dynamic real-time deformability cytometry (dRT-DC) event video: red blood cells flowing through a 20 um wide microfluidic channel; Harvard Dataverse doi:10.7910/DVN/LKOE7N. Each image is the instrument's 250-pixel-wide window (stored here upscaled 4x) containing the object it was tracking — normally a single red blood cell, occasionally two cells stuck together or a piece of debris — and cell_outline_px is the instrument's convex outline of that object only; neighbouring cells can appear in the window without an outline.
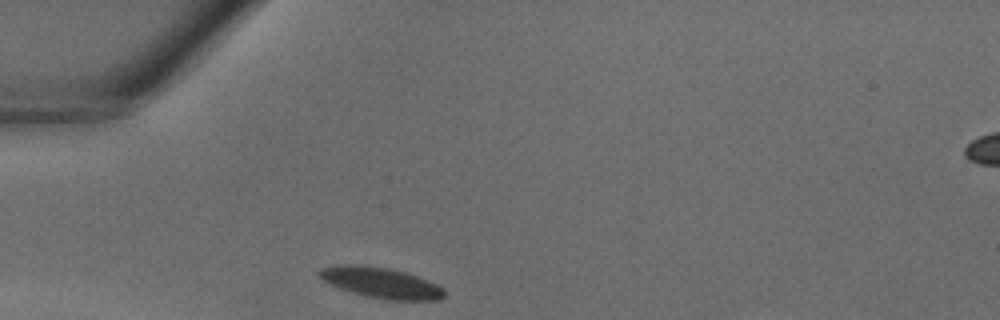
{"species": "common noctule bat (a hibernating species)", "species_latin": "Nyctalus noctula", "temperature_condition": "warm", "stored_images_in_passage": 22, "camera_frame_rate_fps": 3000, "um_per_image_px": 0.085, "animal": {"sex": "male", "body_mass_g": 18.8}, "frame": {"image": 1, "passage_image": 1, "time_ms": 0.0, "image_size_px": [1000, 320], "cell_outline_px": [[444, 296], [440, 300], [388, 300], [364, 296], [340, 288], [324, 280], [316, 272], [320, 268], [348, 264], [388, 268], [404, 272], [416, 276], [436, 284], [444, 288]], "centroid_in_image_um": [32.4, 24.05], "position_along_channel_um": 52.6, "area_um2": 21.96}}
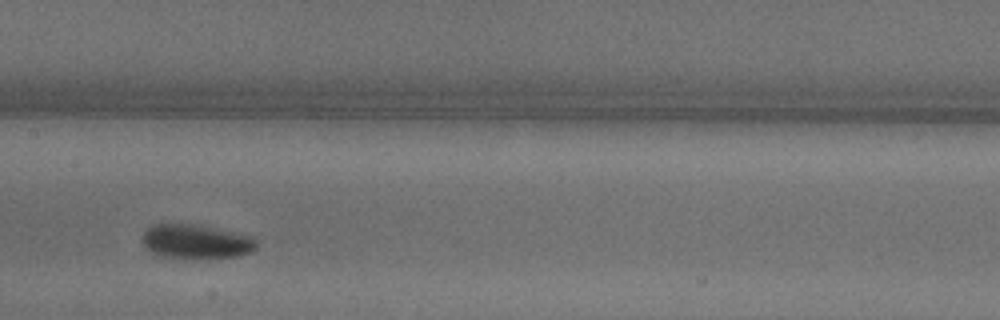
{"frame": {"image": 2, "passage_image": 10, "time_ms": 3.0, "image_size_px": [1000, 320], "cell_outline_px": [[256, 248], [252, 252], [240, 256], [196, 260], [184, 260], [160, 256], [144, 248], [140, 240], [140, 236], [152, 224], [200, 224], [256, 236]], "centroid_in_image_um": [16.67, 20.56], "position_along_channel_um": 190.7, "area_um2": 24.04}}
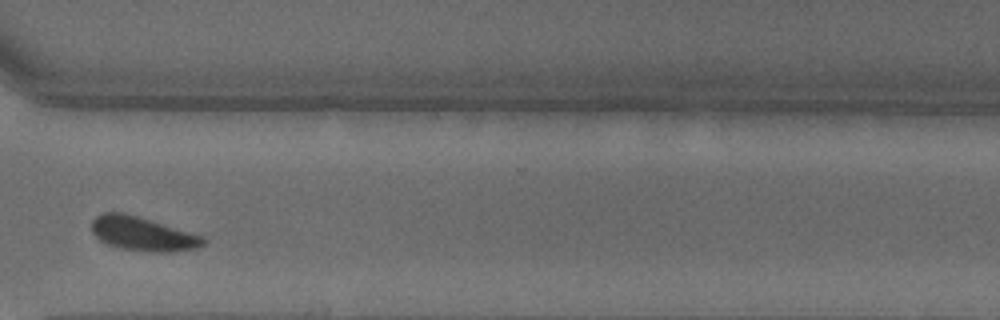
{"frame": {"image": 3, "passage_image": 20, "time_ms": 6.333, "image_size_px": [1000, 320], "cell_outline_px": [[208, 240], [200, 248], [164, 252], [148, 252], [120, 248], [104, 244], [92, 232], [92, 220], [100, 212], [124, 212], [204, 236]], "centroid_in_image_um": [12.12, 19.88], "position_along_channel_um": 358.5, "area_um2": 22.31}}